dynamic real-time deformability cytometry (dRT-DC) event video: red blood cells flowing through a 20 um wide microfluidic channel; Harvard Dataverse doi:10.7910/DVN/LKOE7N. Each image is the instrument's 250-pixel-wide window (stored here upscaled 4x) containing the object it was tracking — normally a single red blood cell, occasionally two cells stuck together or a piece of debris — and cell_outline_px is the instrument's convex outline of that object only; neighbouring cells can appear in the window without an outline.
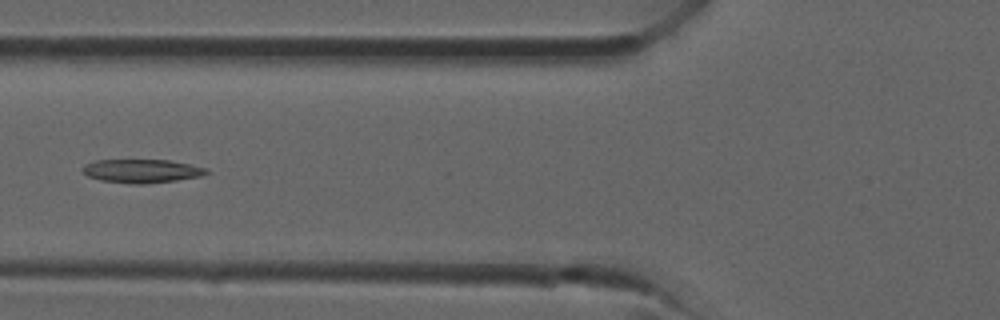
{"species": "common noctule bat (a hibernating species)", "species_latin": "Nyctalus noctula", "temperature_condition": "room temperature", "stored_images_in_passage": 35, "camera_frame_rate_fps": 3000, "um_per_image_px": 0.085, "animal": {"sex": "male", "forearm_length_mm": 52.5}, "frame": {"image": 1, "passage_image": 13, "time_ms": 4.0, "image_size_px": [1000, 320], "cell_outline_px": [[212, 172], [200, 176], [176, 180], [144, 184], [136, 184], [100, 180], [88, 176], [80, 168], [84, 164], [92, 160], [168, 160], [208, 168]], "centroid_in_image_um": [12.04, 14.53], "position_along_channel_um": 113.8, "area_um2": 17.05}}
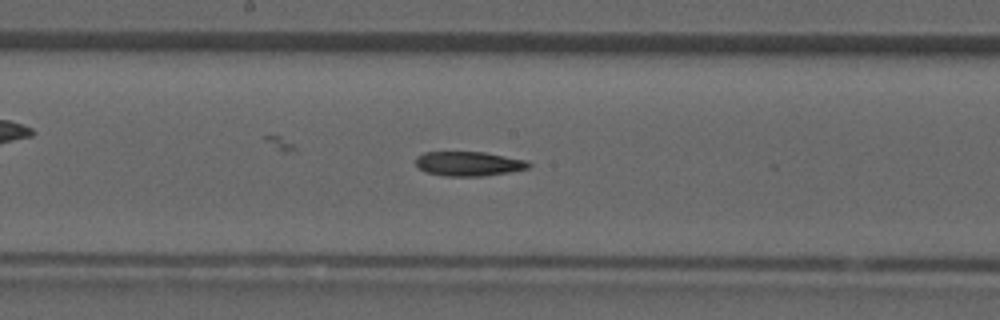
{"frame": {"image": 2, "passage_image": 18, "time_ms": 5.667, "image_size_px": [1000, 320], "cell_outline_px": [[532, 164], [528, 168], [508, 172], [480, 176], [444, 176], [424, 172], [416, 164], [416, 156], [424, 152], [484, 152], [528, 160]], "centroid_in_image_um": [39.83, 13.91], "position_along_channel_um": 208.4, "area_um2": 16.13}}
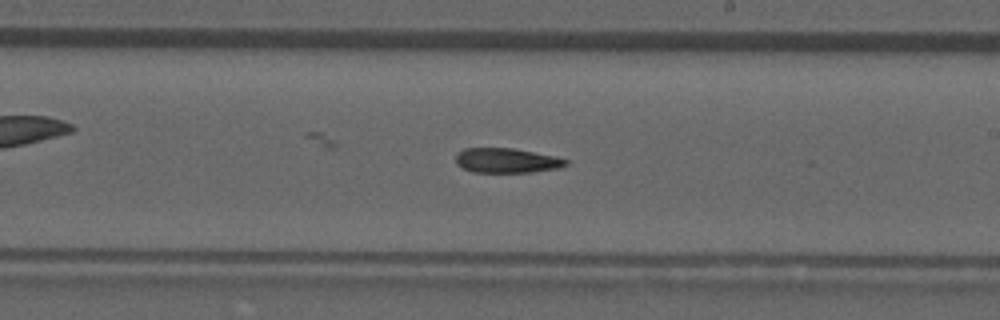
{"frame": {"image": 3, "passage_image": 20, "time_ms": 6.333, "image_size_px": [1000, 320], "cell_outline_px": [[568, 164], [560, 168], [532, 172], [472, 172], [456, 164], [456, 156], [464, 148], [512, 148], [556, 156], [568, 160]], "centroid_in_image_um": [43.1, 13.64], "position_along_channel_um": 245.9, "area_um2": 15.84}}